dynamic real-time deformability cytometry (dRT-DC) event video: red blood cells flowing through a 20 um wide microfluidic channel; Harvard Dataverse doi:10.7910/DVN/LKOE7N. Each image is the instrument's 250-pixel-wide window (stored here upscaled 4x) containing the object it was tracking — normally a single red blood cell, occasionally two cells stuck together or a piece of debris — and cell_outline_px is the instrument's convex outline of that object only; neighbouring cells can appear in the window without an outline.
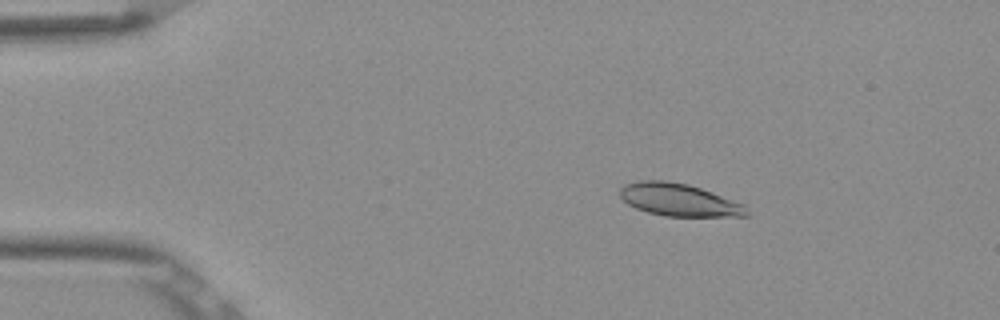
{"species": "Egyptian fruit bat (a non-hibernating species)", "species_latin": "Rousettus aegyptiacus", "temperature_condition": "room temperature", "stored_images_in_passage": 52, "camera_frame_rate_fps": 3000, "um_per_image_px": 0.085, "frame": {"image": 1, "passage_image": 8, "time_ms": 2.333, "image_size_px": [1000, 320], "cell_outline_px": [[752, 216], [664, 216], [648, 212], [636, 208], [628, 204], [620, 196], [620, 188], [624, 184], [640, 180], [664, 180], [688, 184], [712, 192], [744, 204]], "centroid_in_image_um": [57.72, 16.99], "position_along_channel_um": 27.3, "area_um2": 24.04}}
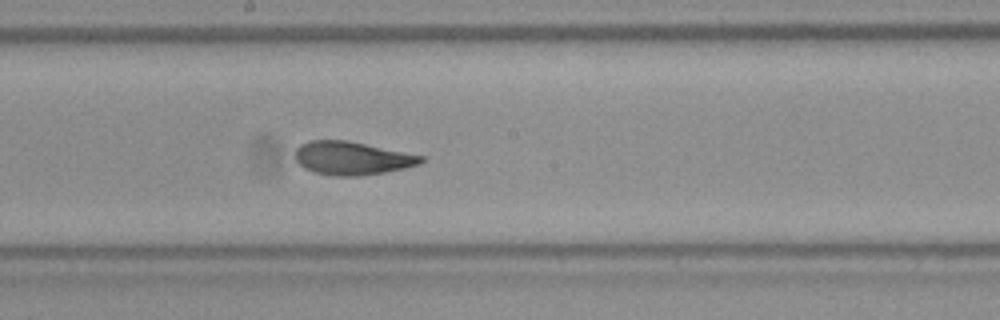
{"frame": {"image": 2, "passage_image": 28, "time_ms": 9.0, "image_size_px": [1000, 320], "cell_outline_px": [[424, 160], [420, 164], [404, 168], [384, 172], [360, 176], [332, 176], [316, 172], [304, 168], [296, 160], [296, 148], [300, 144], [308, 140], [348, 140], [424, 156]], "centroid_in_image_um": [29.91, 13.44], "position_along_channel_um": 218.3, "area_um2": 24.39}}
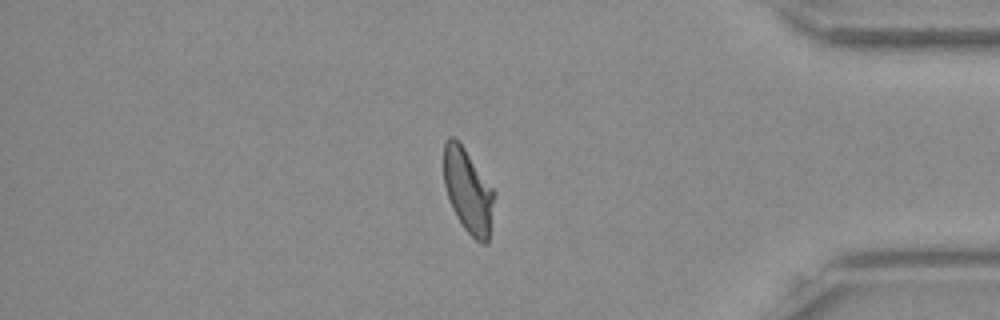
{"frame": {"image": 3, "passage_image": 44, "time_ms": 14.333, "image_size_px": [1000, 320], "cell_outline_px": [[496, 196], [488, 244], [480, 244], [464, 228], [456, 216], [452, 208], [444, 184], [444, 144], [448, 136], [452, 136], [464, 148], [496, 192]], "centroid_in_image_um": [39.81, 16.27], "position_along_channel_um": 395.4, "area_um2": 24.8}, "authors_computed_cell_mechanics": {"area_um2": 24.6228, "velocity_mm_per_s": 3.858, "shape_relaxation_time_tau1_ms": 5.7888, "shape_relaxation_time_tau2_ms": 1.1415, "deformation_change_tau1": 0.1942, "deformation_change_tau2": 0.0829}}